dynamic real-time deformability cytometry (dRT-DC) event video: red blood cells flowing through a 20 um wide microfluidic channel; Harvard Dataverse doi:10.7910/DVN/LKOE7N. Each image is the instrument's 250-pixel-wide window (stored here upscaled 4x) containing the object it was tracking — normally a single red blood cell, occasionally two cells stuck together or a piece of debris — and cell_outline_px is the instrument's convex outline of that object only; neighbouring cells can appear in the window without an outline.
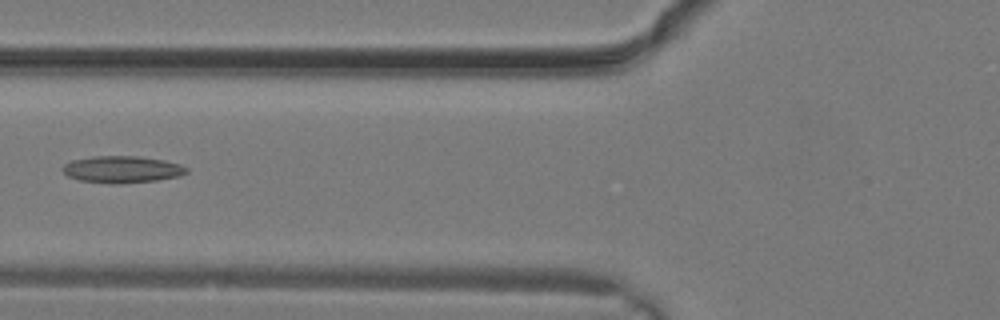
{"species": "common noctule bat (a hibernating species)", "species_latin": "Nyctalus noctula", "temperature_condition": "warm", "stored_images_in_passage": 4, "camera_frame_rate_fps": 3000, "um_per_image_px": 0.085, "animal": {"sex": "male", "body_mass_g": 19.2, "forearm_length_mm": 51.8}, "frame": {"image": 1, "passage_image": 3, "time_ms": 0.667, "image_size_px": [1000, 320], "cell_outline_px": [[188, 172], [180, 176], [156, 180], [116, 184], [80, 180], [68, 176], [60, 168], [64, 164], [72, 160], [92, 156], [140, 156], [164, 160], [180, 164], [188, 168]], "centroid_in_image_um": [10.38, 14.39], "position_along_channel_um": 115.4, "area_um2": 19.42}}